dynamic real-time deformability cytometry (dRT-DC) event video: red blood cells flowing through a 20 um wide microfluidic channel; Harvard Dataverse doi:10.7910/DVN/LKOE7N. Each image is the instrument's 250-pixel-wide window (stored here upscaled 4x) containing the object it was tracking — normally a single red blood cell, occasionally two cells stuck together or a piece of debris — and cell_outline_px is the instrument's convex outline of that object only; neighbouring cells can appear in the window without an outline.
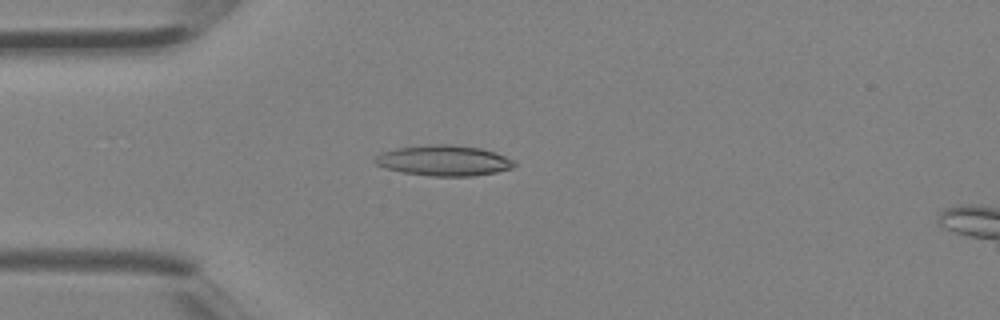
{"species": "Egyptian fruit bat (a non-hibernating species)", "species_latin": "Rousettus aegyptiacus", "temperature_condition": "room temperature", "stored_images_in_passage": 3, "camera_frame_rate_fps": 3000, "um_per_image_px": 0.085, "animal": {"sex": "female"}, "frame": {"image": 1, "passage_image": 3, "time_ms": 0.667, "image_size_px": [1000, 320], "cell_outline_px": [[516, 164], [512, 168], [496, 172], [472, 176], [432, 176], [404, 172], [384, 168], [376, 164], [372, 160], [380, 152], [396, 148], [428, 144], [452, 144], [480, 148], [496, 152], [512, 160]], "centroid_in_image_um": [37.69, 13.64], "position_along_channel_um": 47.3, "area_um2": 24.85}}